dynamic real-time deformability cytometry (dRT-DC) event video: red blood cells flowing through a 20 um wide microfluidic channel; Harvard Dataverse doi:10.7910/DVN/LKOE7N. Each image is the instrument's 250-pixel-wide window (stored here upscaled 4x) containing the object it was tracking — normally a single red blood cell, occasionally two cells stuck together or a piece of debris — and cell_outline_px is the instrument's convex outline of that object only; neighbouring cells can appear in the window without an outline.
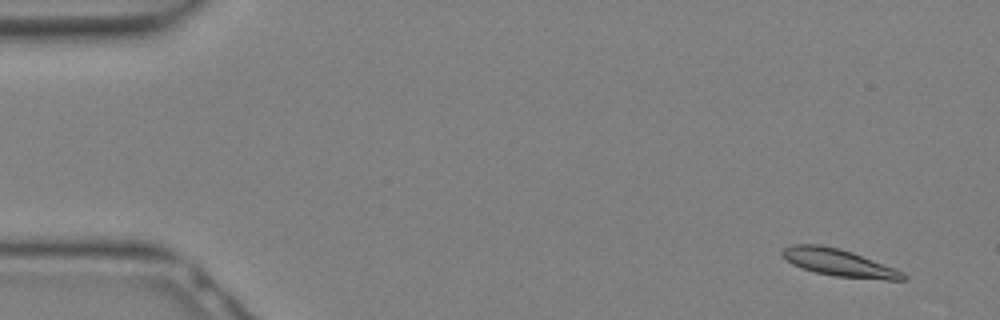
{"species": "Egyptian fruit bat (a non-hibernating species)", "species_latin": "Rousettus aegyptiacus", "temperature_condition": "warm", "stored_images_in_passage": 30, "segment_of_instrument_passage": [1, 2], "camera_frame_rate_fps": 3000, "um_per_image_px": 0.085, "animal": {"sex": "female"}, "frame": {"image": 1, "passage_image": 1, "time_ms": 0.0, "image_size_px": [1000, 320], "cell_outline_px": [[908, 280], [888, 280], [836, 276], [816, 272], [792, 264], [780, 256], [780, 252], [784, 248], [792, 244], [820, 244], [840, 248], [852, 252], [904, 272], [908, 276]], "centroid_in_image_um": [71.29, 22.32], "position_along_channel_um": 13.7, "area_um2": 19.13}}
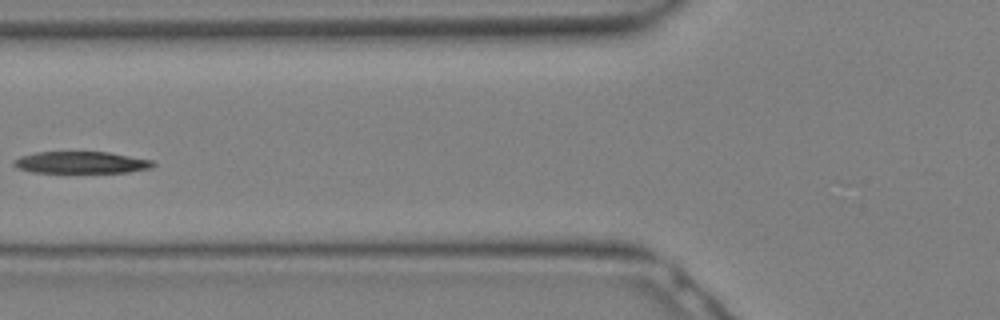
{"frame": {"image": 2, "passage_image": 11, "time_ms": 3.333, "image_size_px": [1000, 320], "cell_outline_px": [[156, 164], [152, 168], [128, 172], [32, 172], [16, 168], [12, 164], [12, 160], [20, 156], [36, 152], [108, 152], [152, 160]], "centroid_in_image_um": [6.87, 13.81], "position_along_channel_um": 118.9, "area_um2": 17.74}}
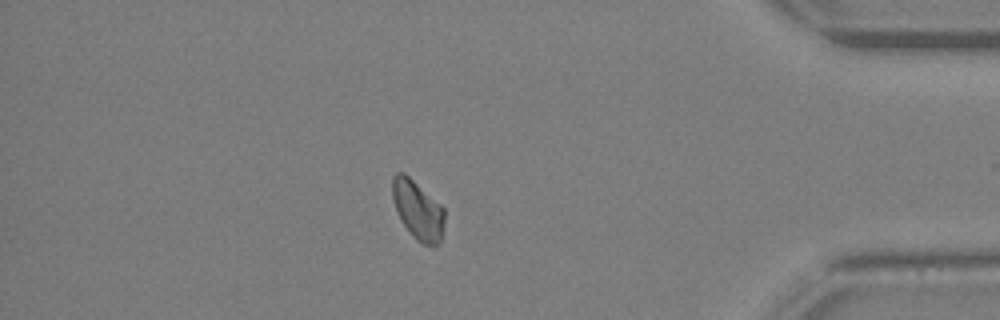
{"frame": {"image": 3, "passage_image": 25, "time_ms": 8.0, "image_size_px": [1000, 320], "cell_outline_px": [[444, 224], [440, 244], [436, 248], [432, 248], [416, 240], [400, 220], [392, 196], [392, 176], [396, 172], [404, 172], [440, 204], [444, 208]], "centroid_in_image_um": [35.53, 17.88], "position_along_channel_um": 399.7, "area_um2": 18.03}}